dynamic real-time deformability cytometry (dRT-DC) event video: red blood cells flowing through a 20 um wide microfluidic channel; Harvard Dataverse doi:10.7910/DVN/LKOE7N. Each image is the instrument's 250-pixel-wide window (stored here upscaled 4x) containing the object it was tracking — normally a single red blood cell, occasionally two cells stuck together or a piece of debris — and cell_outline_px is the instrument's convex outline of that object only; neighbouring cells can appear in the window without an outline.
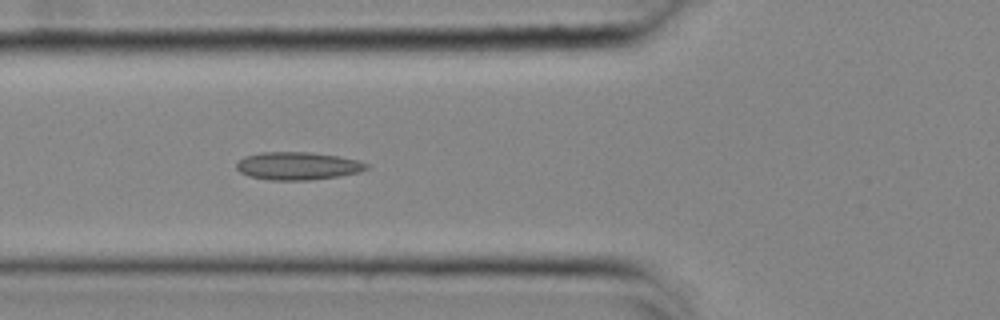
{"species": "common noctule bat (a hibernating species)", "species_latin": "Nyctalus noctula", "temperature_condition": "cold", "stored_images_in_passage": 15, "camera_frame_rate_fps": 3000, "um_per_image_px": 0.085, "animal": {"sex": "female", "body_mass_g": 25.1}, "frame": {"image": 1, "passage_image": 7, "time_ms": 2.0, "image_size_px": [1000, 320], "cell_outline_px": [[368, 168], [360, 172], [340, 176], [312, 180], [268, 180], [248, 176], [240, 172], [236, 168], [236, 164], [244, 156], [260, 152], [308, 152], [336, 156], [356, 160], [368, 164]], "centroid_in_image_um": [25.28, 14.11], "position_along_channel_um": 100.5, "area_um2": 21.1}}
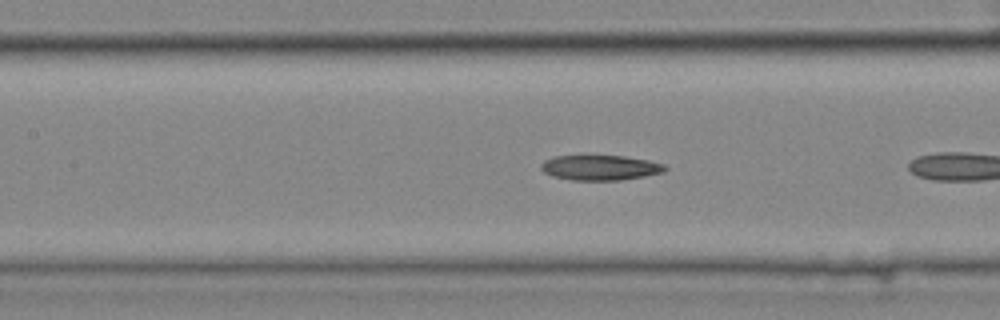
{"frame": {"image": 2, "passage_image": 9, "time_ms": 2.667, "image_size_px": [1000, 320], "cell_outline_px": [[668, 168], [664, 172], [644, 176], [620, 180], [572, 180], [552, 176], [544, 172], [540, 168], [540, 164], [544, 160], [556, 156], [624, 156], [648, 160], [664, 164]], "centroid_in_image_um": [51.01, 14.25], "position_along_channel_um": 156.4, "area_um2": 18.09}}